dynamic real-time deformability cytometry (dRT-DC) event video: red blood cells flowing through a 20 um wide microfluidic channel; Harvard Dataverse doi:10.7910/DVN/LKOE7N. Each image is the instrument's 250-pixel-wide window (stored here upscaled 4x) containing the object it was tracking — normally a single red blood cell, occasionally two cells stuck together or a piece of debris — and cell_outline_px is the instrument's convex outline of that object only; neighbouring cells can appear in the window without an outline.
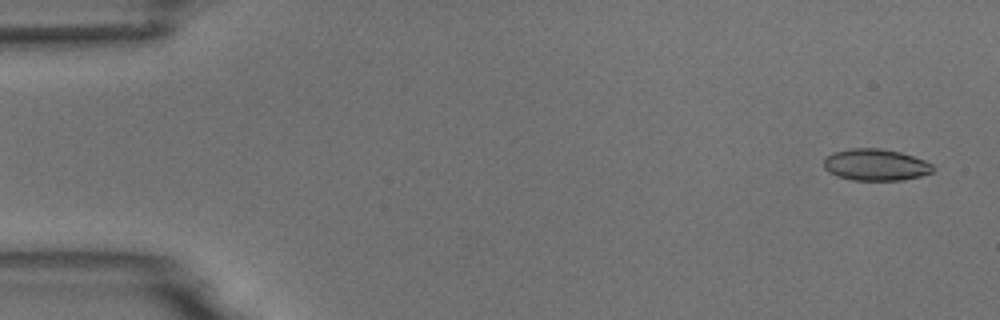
{"species": "common noctule bat (a hibernating species)", "species_latin": "Nyctalus noctula", "temperature_condition": "room temperature", "stored_images_in_passage": 4, "camera_frame_rate_fps": 3000, "um_per_image_px": 0.085, "animal": {"sex": "male", "body_mass_g": 18.8}, "frame": {"image": 1, "passage_image": 1, "time_ms": 0.0, "image_size_px": [1000, 320], "cell_outline_px": [[932, 172], [920, 176], [900, 180], [852, 180], [836, 176], [828, 172], [824, 168], [824, 160], [832, 152], [852, 148], [880, 148], [900, 152], [924, 160], [932, 164]], "centroid_in_image_um": [74.39, 14.0], "position_along_channel_um": 10.6, "area_um2": 20.06}}
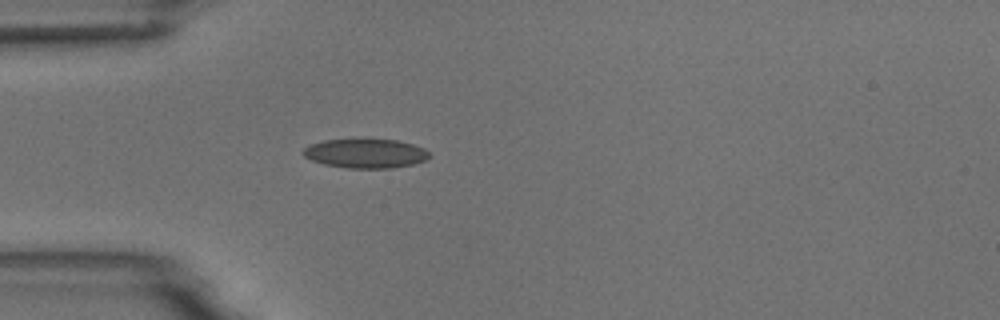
{"frame": {"image": 2, "passage_image": 4, "time_ms": 4.333, "image_size_px": [1000, 320], "cell_outline_px": [[432, 156], [424, 160], [412, 164], [392, 168], [348, 168], [324, 164], [312, 160], [304, 156], [300, 152], [304, 148], [312, 144], [324, 140], [364, 136], [396, 140], [412, 144], [424, 148]], "centroid_in_image_um": [31.05, 12.99], "position_along_channel_um": 53.9, "area_um2": 22.25}}